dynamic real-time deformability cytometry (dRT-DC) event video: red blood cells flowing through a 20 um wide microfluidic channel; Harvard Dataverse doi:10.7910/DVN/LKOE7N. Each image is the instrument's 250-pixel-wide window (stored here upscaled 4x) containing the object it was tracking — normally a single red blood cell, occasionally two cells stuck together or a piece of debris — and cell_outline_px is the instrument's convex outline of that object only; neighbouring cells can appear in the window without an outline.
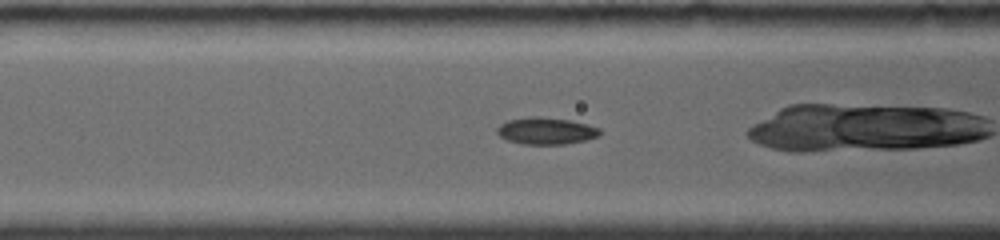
{"species": "common noctule bat (a hibernating species)", "species_latin": "Nyctalus noctula", "temperature_condition": "room temperature", "stored_images_in_passage": 25, "camera_frame_rate_fps": 4000, "um_per_image_px": 0.085, "animal": {"sex": "female", "body_mass_g": 19.0, "forearm_length_mm": 56.7}, "frame": {"image": 1, "passage_image": 4, "time_ms": 1.25, "image_size_px": [1000, 240], "cell_outline_px": [[600, 136], [584, 140], [564, 144], [524, 144], [508, 140], [500, 136], [496, 132], [496, 128], [500, 124], [508, 120], [528, 116], [540, 116], [568, 120], [588, 124], [600, 128]], "centroid_in_image_um": [46.4, 11.11], "position_along_channel_um": 120.2, "area_um2": 16.13}}